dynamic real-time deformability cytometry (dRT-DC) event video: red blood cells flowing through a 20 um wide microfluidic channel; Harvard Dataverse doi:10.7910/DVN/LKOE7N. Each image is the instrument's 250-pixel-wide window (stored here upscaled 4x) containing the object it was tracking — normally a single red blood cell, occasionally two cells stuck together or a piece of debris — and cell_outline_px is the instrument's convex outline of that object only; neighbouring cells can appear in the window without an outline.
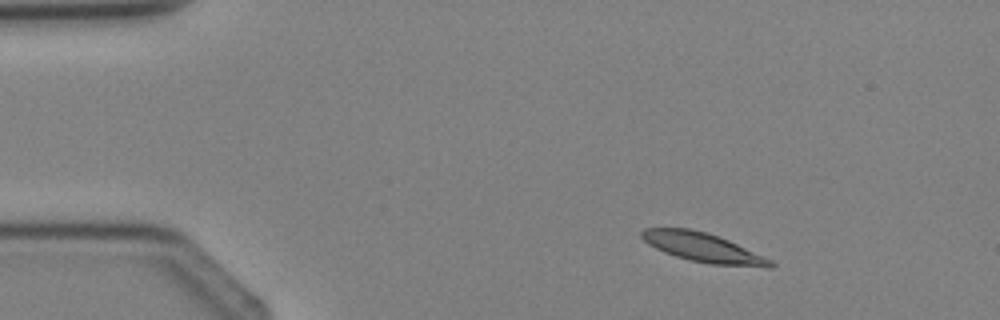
{"species": "Egyptian fruit bat (a non-hibernating species)", "species_latin": "Rousettus aegyptiacus", "temperature_condition": "cold", "stored_images_in_passage": 4, "camera_frame_rate_fps": 3000, "um_per_image_px": 0.085, "animal": {"sex": "female"}, "frame": {"image": 1, "passage_image": 2, "time_ms": 1.0, "image_size_px": [1000, 320], "cell_outline_px": [[776, 264], [772, 268], [768, 268], [712, 264], [688, 260], [664, 252], [648, 244], [640, 236], [640, 232], [644, 228], [688, 228], [708, 232], [728, 240], [772, 260]], "centroid_in_image_um": [59.76, 21.04], "position_along_channel_um": 25.2, "area_um2": 21.91}}
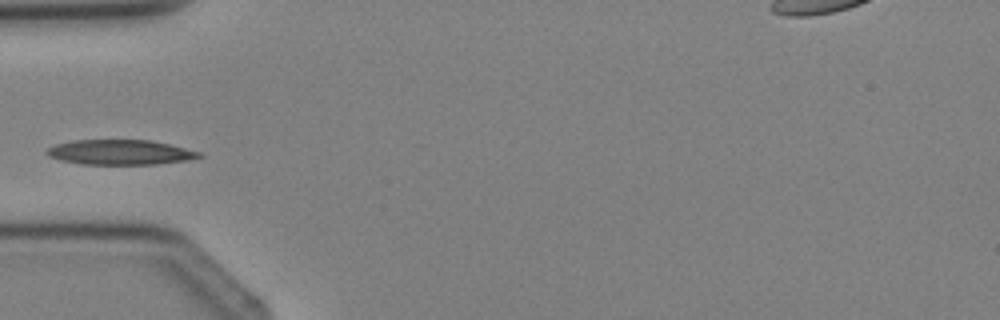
{"frame": {"image": 2, "passage_image": 4, "time_ms": 3.333, "image_size_px": [1000, 320], "cell_outline_px": [[204, 156], [184, 160], [156, 164], [80, 164], [60, 160], [48, 156], [44, 152], [48, 148], [56, 144], [72, 140], [148, 140], [168, 144], [200, 152]], "centroid_in_image_um": [10.14, 12.94], "position_along_channel_um": 74.9, "area_um2": 21.96}}